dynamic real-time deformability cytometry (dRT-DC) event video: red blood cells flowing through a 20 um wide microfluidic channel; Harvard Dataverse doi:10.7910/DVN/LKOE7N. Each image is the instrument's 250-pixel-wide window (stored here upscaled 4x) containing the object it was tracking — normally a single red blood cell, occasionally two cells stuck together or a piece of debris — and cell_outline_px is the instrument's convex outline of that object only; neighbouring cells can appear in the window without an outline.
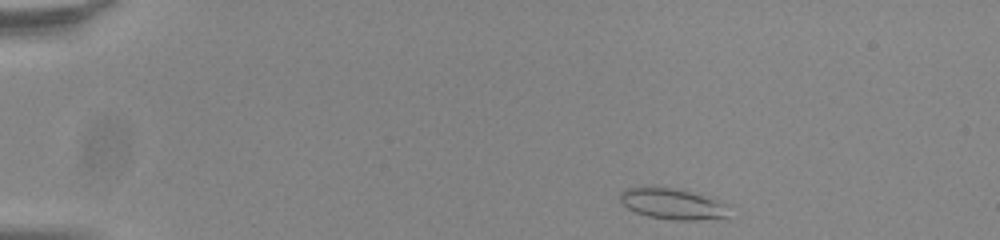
{"species": "common noctule bat (a hibernating species)", "species_latin": "Nyctalus noctula", "temperature_condition": "room temperature", "stored_images_in_passage": 46, "camera_frame_rate_fps": 3000, "um_per_image_px": 0.085, "animal": {"sex": "male", "body_mass_g": 20.0, "forearm_length_mm": 53.3}, "frame": {"image": 1, "passage_image": 1, "time_ms": 0.0, "image_size_px": [1000, 240], "cell_outline_px": [[732, 204], [728, 216], [696, 220], [676, 220], [648, 216], [636, 212], [628, 208], [620, 200], [620, 192], [628, 188], [684, 188]], "centroid_in_image_um": [57.29, 17.32], "position_along_channel_um": 27.7, "area_um2": 19.83}}
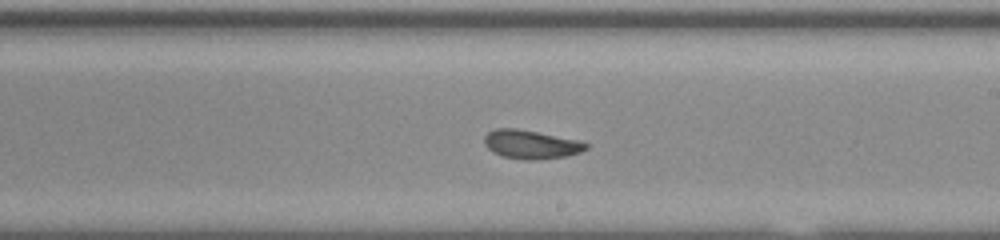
{"frame": {"image": 2, "passage_image": 25, "time_ms": 8.0, "image_size_px": [1000, 240], "cell_outline_px": [[588, 148], [580, 152], [568, 156], [536, 160], [524, 160], [504, 156], [492, 152], [484, 144], [484, 136], [488, 132], [496, 128], [516, 128], [576, 140], [588, 144]], "centroid_in_image_um": [45.1, 12.28], "position_along_channel_um": 243.9, "area_um2": 16.88}}
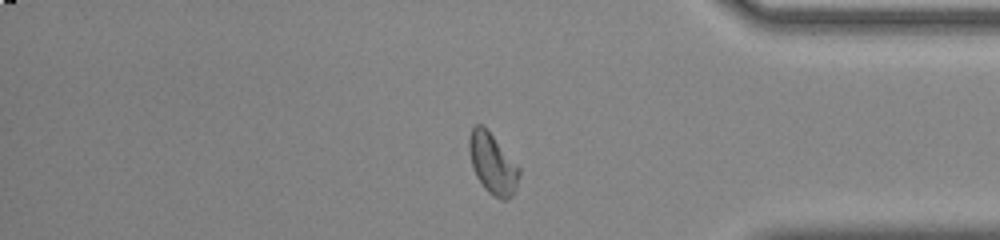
{"frame": {"image": 3, "passage_image": 38, "time_ms": 12.333, "image_size_px": [1000, 240], "cell_outline_px": [[520, 176], [516, 188], [512, 196], [508, 200], [500, 200], [492, 196], [484, 188], [476, 176], [472, 168], [468, 148], [468, 140], [472, 128], [476, 124], [480, 124], [492, 136], [520, 168]], "centroid_in_image_um": [41.86, 13.98], "position_along_channel_um": 393.3, "area_um2": 17.57}, "authors_computed_cell_mechanics": {"area_um2": 17.4267, "velocity_mm_per_s": 3.8086, "shape_relaxation_time_tau1_ms": 11.2045, "shape_relaxation_time_tau2_ms": 1.4411, "deformation_change_tau1": 0.1875, "deformation_change_tau2": 0.0591}}